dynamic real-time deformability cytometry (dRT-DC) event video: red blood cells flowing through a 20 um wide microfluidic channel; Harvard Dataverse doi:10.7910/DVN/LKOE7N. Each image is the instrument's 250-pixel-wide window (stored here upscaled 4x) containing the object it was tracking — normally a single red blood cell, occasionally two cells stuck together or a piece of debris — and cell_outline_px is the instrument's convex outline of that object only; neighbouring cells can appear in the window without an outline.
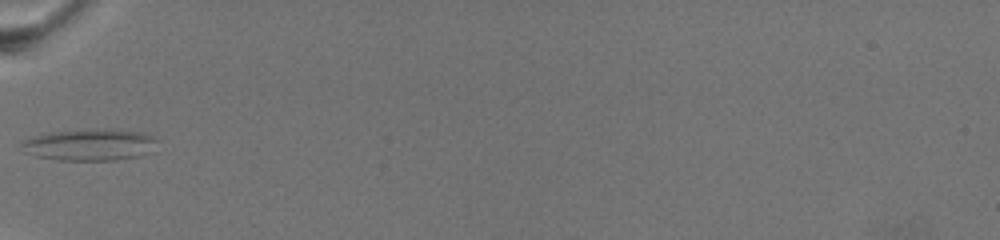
{"species": "common noctule bat (a hibernating species)", "species_latin": "Nyctalus noctula", "temperature_condition": "warm", "stored_images_in_passage": 41, "camera_frame_rate_fps": 3000, "um_per_image_px": 0.085, "animal": {"sex": "female", "body_mass_g": 19.5, "forearm_length_mm": 54.1}, "frame": {"image": 1, "passage_image": 1, "time_ms": 0.0, "image_size_px": [1000, 240], "cell_outline_px": [[160, 140], [140, 156], [116, 160], [56, 160], [24, 152], [20, 144], [24, 140], [32, 136], [52, 132], [136, 132], [152, 136]], "centroid_in_image_um": [7.55, 12.36], "position_along_channel_um": 77.4, "area_um2": 23.47}, "authors_computed_cell_mechanics": {"area_um2": 19.0162, "velocity_mm_per_s": 3.0721, "shape_relaxation_time_tau1_ms": null, "shape_relaxation_time_tau2_ms": 2.6554, "deformation_change_tau1": null, "deformation_change_tau2": 0.1307}}